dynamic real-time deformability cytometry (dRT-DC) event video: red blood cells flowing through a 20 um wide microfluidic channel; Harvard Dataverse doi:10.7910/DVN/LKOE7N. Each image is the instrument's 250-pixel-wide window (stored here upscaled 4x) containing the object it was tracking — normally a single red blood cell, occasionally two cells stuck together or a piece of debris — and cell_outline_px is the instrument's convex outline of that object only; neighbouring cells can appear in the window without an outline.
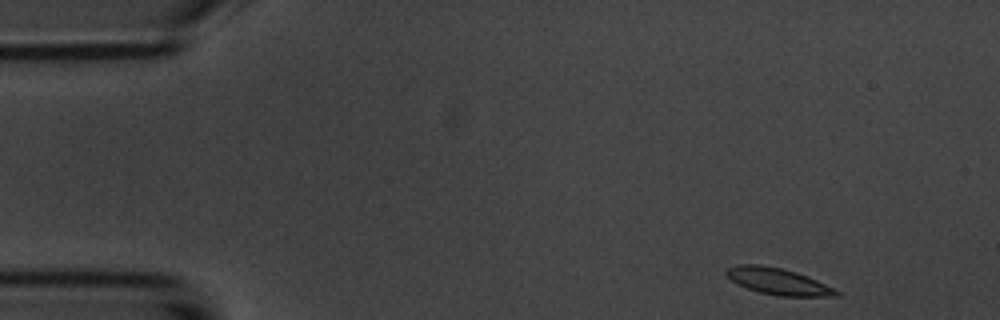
{"species": "common noctule bat (a hibernating species)", "species_latin": "Nyctalus noctula", "temperature_condition": "room temperature", "stored_images_in_passage": 4, "camera_frame_rate_fps": 3000, "um_per_image_px": 0.085, "animal": {"sex": "male", "body_mass_g": 20.1, "forearm_length_mm": 53.5}, "frame": {"image": 1, "passage_image": 1, "time_ms": 0.0, "image_size_px": [1000, 320], "cell_outline_px": [[840, 296], [776, 296], [760, 292], [736, 284], [724, 272], [728, 268], [736, 264], [760, 264], [780, 268], [796, 272], [808, 276], [840, 292]], "centroid_in_image_um": [66.11, 23.91], "position_along_channel_um": 18.9, "area_um2": 16.88}}